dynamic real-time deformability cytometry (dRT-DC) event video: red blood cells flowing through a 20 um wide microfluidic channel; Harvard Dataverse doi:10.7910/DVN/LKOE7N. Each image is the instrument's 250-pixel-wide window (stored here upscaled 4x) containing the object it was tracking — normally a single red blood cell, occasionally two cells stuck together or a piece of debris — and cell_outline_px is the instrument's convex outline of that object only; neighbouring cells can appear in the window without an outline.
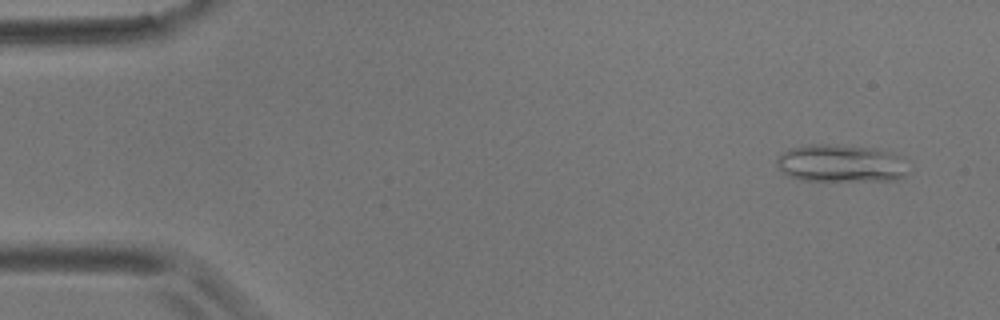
{"species": "common noctule bat (a hibernating species)", "species_latin": "Nyctalus noctula", "temperature_condition": "room temperature", "stored_images_in_passage": 5, "camera_frame_rate_fps": 3000, "um_per_image_px": 0.085, "animal": {"sex": "male", "body_mass_g": 17.9}, "frame": {"image": 1, "passage_image": 1, "time_ms": 0.0, "image_size_px": [1000, 320], "cell_outline_px": [[912, 160], [908, 172], [904, 176], [896, 180], [800, 180], [788, 176], [776, 164], [776, 156], [780, 152], [788, 148], [808, 144], [836, 144], [872, 148], [888, 152]], "centroid_in_image_um": [71.51, 13.87], "position_along_channel_um": 13.5, "area_um2": 29.42}}
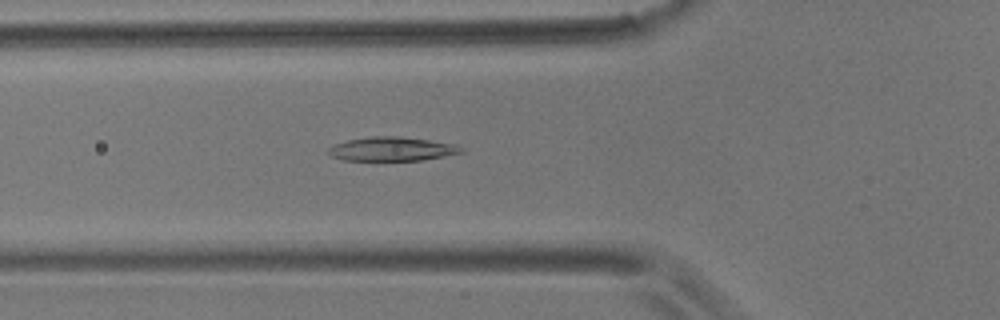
{"frame": {"image": 2, "passage_image": 5, "time_ms": 5.333, "image_size_px": [1000, 320], "cell_outline_px": [[464, 152], [444, 156], [420, 160], [344, 160], [332, 156], [324, 152], [328, 148], [336, 144], [348, 140], [372, 136], [396, 136], [428, 140], [456, 144], [464, 148]], "centroid_in_image_um": [33.31, 12.66], "position_along_channel_um": 92.5, "area_um2": 18.44}}